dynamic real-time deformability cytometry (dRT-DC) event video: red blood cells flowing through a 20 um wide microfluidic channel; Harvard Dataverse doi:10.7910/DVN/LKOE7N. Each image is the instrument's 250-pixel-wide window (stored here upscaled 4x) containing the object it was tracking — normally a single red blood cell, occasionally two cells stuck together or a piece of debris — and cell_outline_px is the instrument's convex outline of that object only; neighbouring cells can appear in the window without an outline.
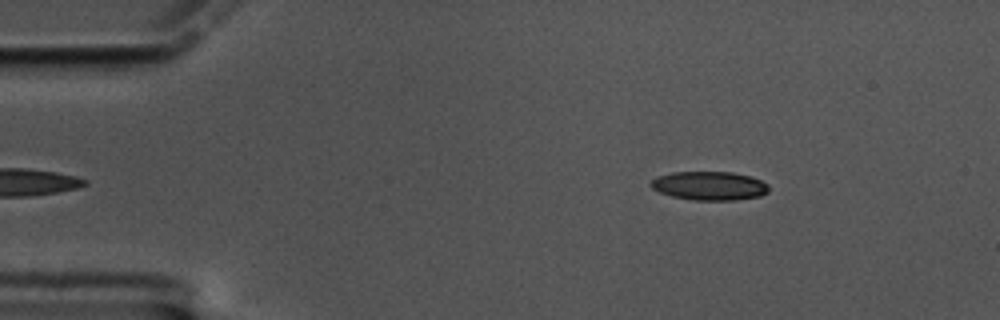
{"species": "common noctule bat (a hibernating species)", "species_latin": "Nyctalus noctula", "temperature_condition": "cold", "stored_images_in_passage": 53, "camera_frame_rate_fps": 3000, "um_per_image_px": 0.085, "animal": {"sex": "male", "body_mass_g": 17.5, "forearm_length_mm": 52.3}, "frame": {"image": 1, "passage_image": 3, "time_ms": 0.667, "image_size_px": [1000, 320], "cell_outline_px": [[768, 192], [760, 196], [736, 200], [692, 200], [672, 196], [660, 192], [652, 188], [648, 184], [656, 176], [672, 172], [732, 172], [748, 176], [760, 180], [768, 184]], "centroid_in_image_um": [60.27, 15.79], "position_along_channel_um": 24.7, "area_um2": 19.77}}
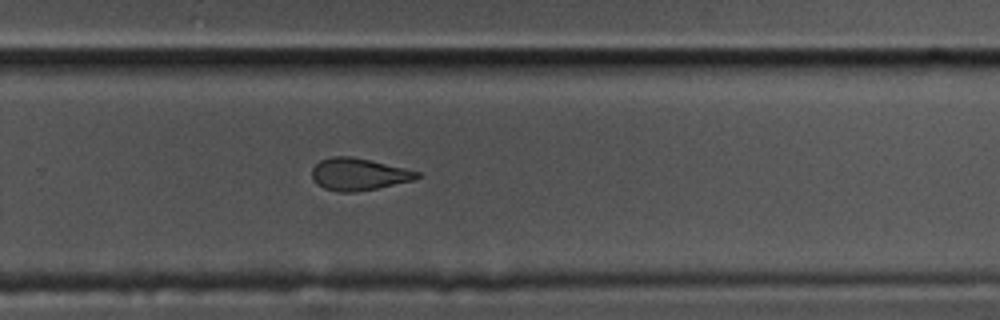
{"frame": {"image": 2, "passage_image": 33, "time_ms": 10.667, "image_size_px": [1000, 320], "cell_outline_px": [[420, 176], [412, 180], [376, 188], [356, 192], [340, 192], [324, 188], [316, 184], [312, 180], [312, 168], [320, 160], [332, 156], [352, 156], [372, 160], [420, 172]], "centroid_in_image_um": [30.43, 14.8], "position_along_channel_um": 299.4, "area_um2": 19.65}}
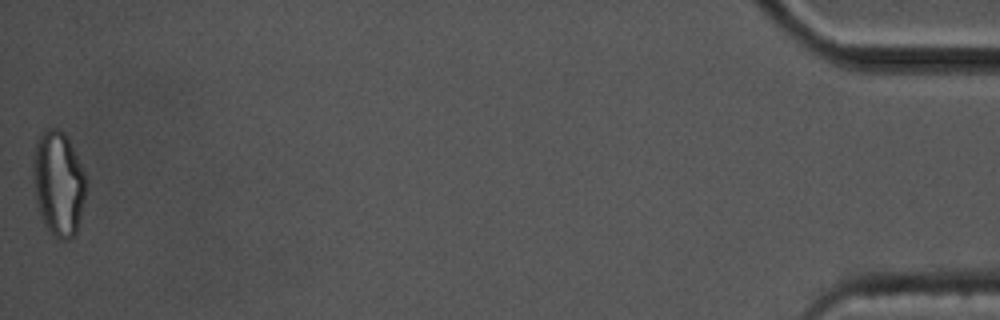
{"frame": {"image": 3, "passage_image": 53, "time_ms": 17.333, "image_size_px": [1000, 320], "cell_outline_px": [[84, 200], [76, 232], [68, 240], [64, 240], [56, 236], [44, 224], [40, 216], [36, 200], [32, 168], [32, 160], [36, 140], [48, 128], [56, 128], [64, 132], [84, 172]], "centroid_in_image_um": [4.93, 15.58], "position_along_channel_um": 430.3, "area_um2": 31.62}, "authors_computed_cell_mechanics": {"area_um2": 20.808, "velocity_mm_per_s": 3.4111, "shape_relaxation_time_tau1_ms": null, "shape_relaxation_time_tau2_ms": 3.3409, "deformation_change_tau1": null, "deformation_change_tau2": 0.1078}}